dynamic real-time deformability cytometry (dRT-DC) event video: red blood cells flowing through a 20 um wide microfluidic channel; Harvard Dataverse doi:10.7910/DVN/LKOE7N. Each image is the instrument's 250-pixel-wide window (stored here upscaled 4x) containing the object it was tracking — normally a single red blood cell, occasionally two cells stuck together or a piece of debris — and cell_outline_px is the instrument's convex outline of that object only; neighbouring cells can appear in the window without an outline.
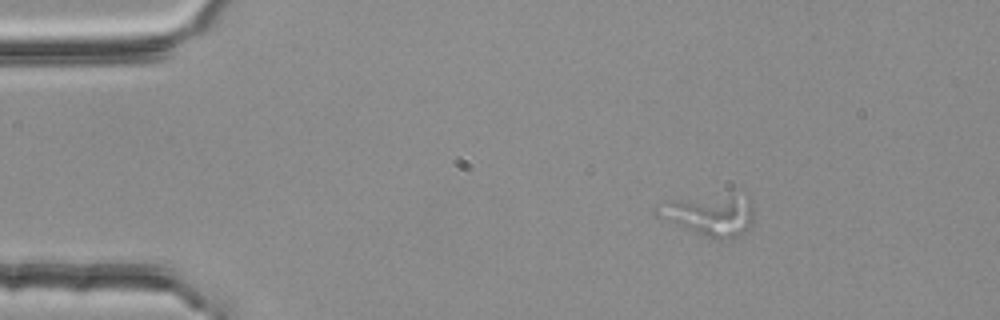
{"species": "common noctule bat (a hibernating species)", "species_latin": "Nyctalus noctula", "temperature_condition": "room temperature", "stored_images_in_passage": 3, "camera_frame_rate_fps": 3000, "um_per_image_px": 0.085, "animal": {"sex": "female", "body_mass_g": 25.1}, "frame": {"image": 1, "passage_image": 1, "time_ms": 0.0, "image_size_px": [1000, 320], "cell_outline_px": [[752, 224], [748, 228], [736, 236], [720, 240], [716, 240], [704, 236], [656, 216], [652, 208], [664, 200], [732, 196], [748, 196], [752, 208]], "centroid_in_image_um": [60.25, 18.29], "position_along_channel_um": 24.7, "area_um2": 22.77}}